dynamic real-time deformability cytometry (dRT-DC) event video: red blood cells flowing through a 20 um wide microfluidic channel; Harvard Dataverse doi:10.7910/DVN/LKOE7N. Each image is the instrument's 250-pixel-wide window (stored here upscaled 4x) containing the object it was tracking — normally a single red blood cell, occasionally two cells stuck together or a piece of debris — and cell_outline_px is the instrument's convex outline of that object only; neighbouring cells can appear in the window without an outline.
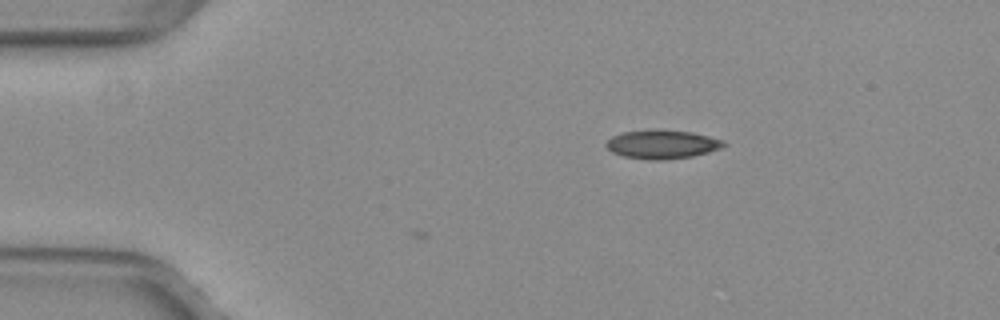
{"species": "common noctule bat (a hibernating species)", "species_latin": "Nyctalus noctula", "temperature_condition": "warm", "stored_images_in_passage": 2, "camera_frame_rate_fps": 3000, "um_per_image_px": 0.085, "animal": {"sex": "female", "body_mass_g": 29.2, "forearm_length_mm": 56.3}, "frame": {"image": 1, "passage_image": 2, "time_ms": 0.333, "image_size_px": [1000, 320], "cell_outline_px": [[728, 144], [720, 148], [708, 152], [692, 156], [668, 160], [648, 160], [624, 156], [612, 152], [604, 144], [612, 136], [624, 132], [692, 132], [724, 140]], "centroid_in_image_um": [56.31, 12.32], "position_along_channel_um": 28.7, "area_um2": 18.96}}